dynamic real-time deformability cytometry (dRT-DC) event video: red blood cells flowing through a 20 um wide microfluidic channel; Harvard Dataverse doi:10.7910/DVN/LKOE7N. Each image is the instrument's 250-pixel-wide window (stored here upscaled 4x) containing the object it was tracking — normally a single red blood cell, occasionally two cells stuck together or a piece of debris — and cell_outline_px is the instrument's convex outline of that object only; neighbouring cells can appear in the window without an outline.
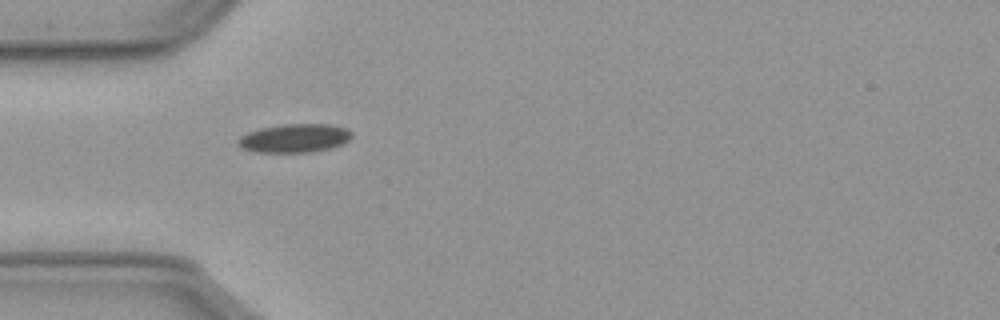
{"species": "common noctule bat (a hibernating species)", "species_latin": "Nyctalus noctula", "temperature_condition": "cold", "stored_images_in_passage": 7, "camera_frame_rate_fps": 3000, "um_per_image_px": 0.085, "animal": {"sex": "male", "body_mass_g": 23.1, "forearm_length_mm": 52.7}, "frame": {"image": 1, "passage_image": 1, "time_ms": 0.0, "image_size_px": [1000, 320], "cell_outline_px": [[352, 136], [344, 144], [332, 148], [312, 152], [256, 152], [240, 148], [236, 144], [236, 140], [240, 136], [248, 132], [260, 128], [280, 124], [332, 124], [344, 128], [352, 132]], "centroid_in_image_um": [25.01, 11.75], "position_along_channel_um": 60.0, "area_um2": 19.25}}